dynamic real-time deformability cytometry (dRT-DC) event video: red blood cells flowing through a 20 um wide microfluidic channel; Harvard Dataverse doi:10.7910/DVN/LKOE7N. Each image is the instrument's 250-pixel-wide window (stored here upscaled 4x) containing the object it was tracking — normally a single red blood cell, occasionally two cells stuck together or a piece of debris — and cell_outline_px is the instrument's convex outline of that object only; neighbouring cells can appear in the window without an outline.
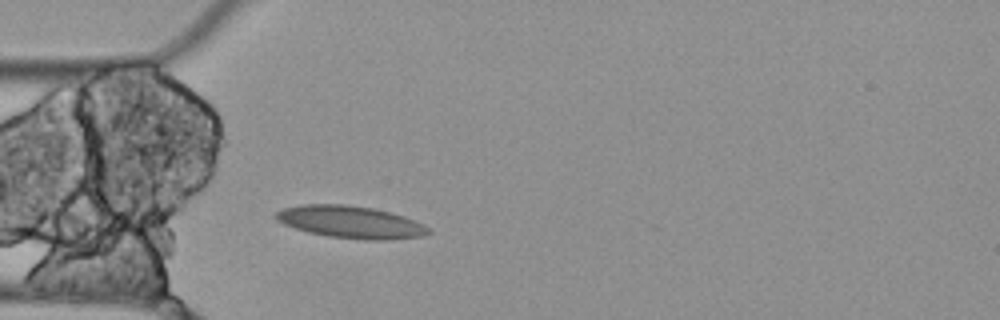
{"species": "Egyptian fruit bat (a non-hibernating species)", "species_latin": "Rousettus aegyptiacus", "temperature_condition": "cold", "stored_images_in_passage": 4, "camera_frame_rate_fps": 3000, "um_per_image_px": 0.085, "animal": {"sex": "female"}, "frame": {"image": 1, "passage_image": 4, "time_ms": 1.0, "image_size_px": [1000, 320], "cell_outline_px": [[432, 232], [424, 236], [384, 240], [364, 240], [328, 236], [308, 232], [284, 224], [276, 220], [272, 216], [276, 212], [284, 208], [300, 204], [348, 204], [372, 208], [404, 216], [424, 224]], "centroid_in_image_um": [29.79, 18.87], "position_along_channel_um": 55.2, "area_um2": 28.78}}